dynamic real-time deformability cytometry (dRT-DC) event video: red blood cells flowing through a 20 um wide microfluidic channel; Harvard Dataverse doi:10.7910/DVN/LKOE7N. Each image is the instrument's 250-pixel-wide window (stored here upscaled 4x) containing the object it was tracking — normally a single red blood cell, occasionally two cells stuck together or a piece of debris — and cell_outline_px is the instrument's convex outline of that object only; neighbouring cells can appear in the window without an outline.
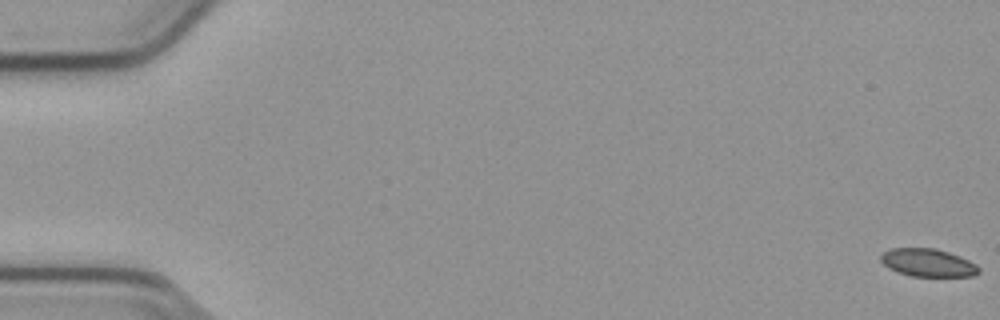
{"species": "common noctule bat (a hibernating species)", "species_latin": "Nyctalus noctula", "temperature_condition": "cold", "stored_images_in_passage": 7, "camera_frame_rate_fps": 3000, "um_per_image_px": 0.085, "animal": {"sex": "male", "body_mass_g": 23.1, "forearm_length_mm": 52.7}, "frame": {"image": 1, "passage_image": 1, "time_ms": 0.0, "image_size_px": [1000, 320], "cell_outline_px": [[980, 272], [972, 276], [912, 276], [888, 268], [880, 260], [880, 256], [884, 252], [892, 248], [936, 248], [960, 256], [976, 264], [980, 268]], "centroid_in_image_um": [78.89, 22.32], "position_along_channel_um": 6.1, "area_um2": 15.84}}